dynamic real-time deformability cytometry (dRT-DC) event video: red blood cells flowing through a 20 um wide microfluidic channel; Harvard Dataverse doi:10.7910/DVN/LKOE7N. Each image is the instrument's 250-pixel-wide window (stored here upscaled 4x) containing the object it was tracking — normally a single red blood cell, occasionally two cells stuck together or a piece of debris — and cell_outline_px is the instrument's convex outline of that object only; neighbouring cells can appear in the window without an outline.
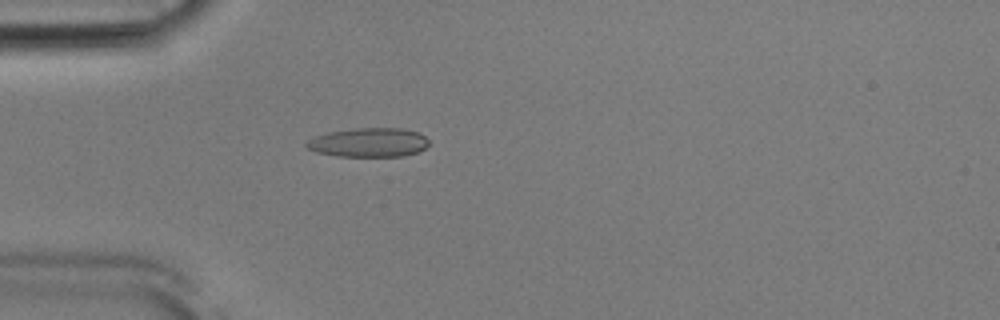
{"species": "Egyptian fruit bat (a non-hibernating species)", "species_latin": "Rousettus aegyptiacus", "temperature_condition": "room temperature", "stored_images_in_passage": 52, "camera_frame_rate_fps": 3000, "um_per_image_px": 0.085, "animal": {"sex": "male"}, "frame": {"image": 1, "passage_image": 15, "time_ms": 4.667, "image_size_px": [1000, 320], "cell_outline_px": [[428, 144], [424, 148], [416, 152], [404, 156], [336, 156], [316, 152], [308, 148], [304, 144], [308, 140], [316, 136], [328, 132], [356, 128], [400, 128], [416, 132], [424, 136], [428, 140]], "centroid_in_image_um": [31.31, 12.11], "position_along_channel_um": 53.7, "area_um2": 20.58}}
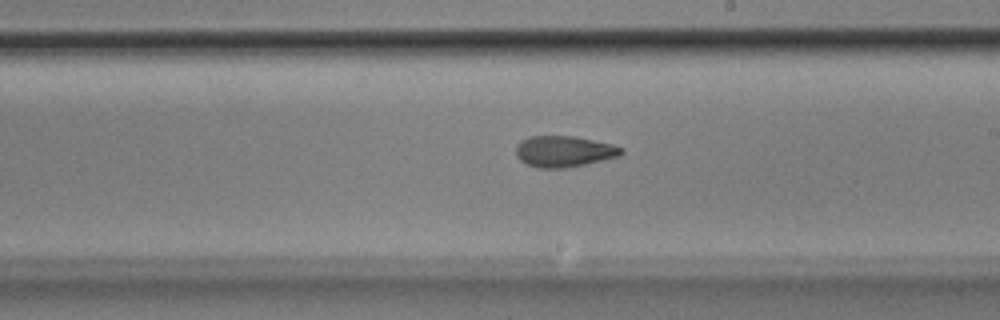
{"frame": {"image": 2, "passage_image": 30, "time_ms": 9.667, "image_size_px": [1000, 320], "cell_outline_px": [[624, 152], [620, 156], [584, 164], [564, 168], [536, 168], [520, 160], [516, 156], [516, 144], [520, 140], [528, 136], [572, 136], [612, 144], [624, 148]], "centroid_in_image_um": [47.91, 12.86], "position_along_channel_um": 241.1, "area_um2": 19.13}}
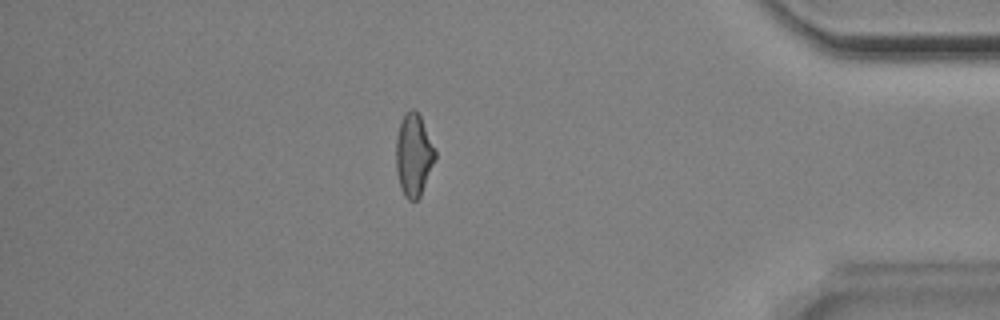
{"frame": {"image": 3, "passage_image": 45, "time_ms": 14.667, "image_size_px": [1000, 320], "cell_outline_px": [[436, 160], [420, 196], [416, 200], [408, 200], [404, 196], [400, 188], [396, 172], [396, 136], [404, 112], [412, 108], [416, 108], [420, 116], [436, 152]], "centroid_in_image_um": [35.15, 13.17], "position_along_channel_um": 400.1, "area_um2": 18.96}, "authors_computed_cell_mechanics": {"area_um2": 19.1318, "velocity_mm_per_s": 3.9032, "shape_relaxation_time_tau1_ms": 9.3788, "shape_relaxation_time_tau2_ms": 1.4011, "deformation_change_tau1": 0.2454, "deformation_change_tau2": 0.0904}}